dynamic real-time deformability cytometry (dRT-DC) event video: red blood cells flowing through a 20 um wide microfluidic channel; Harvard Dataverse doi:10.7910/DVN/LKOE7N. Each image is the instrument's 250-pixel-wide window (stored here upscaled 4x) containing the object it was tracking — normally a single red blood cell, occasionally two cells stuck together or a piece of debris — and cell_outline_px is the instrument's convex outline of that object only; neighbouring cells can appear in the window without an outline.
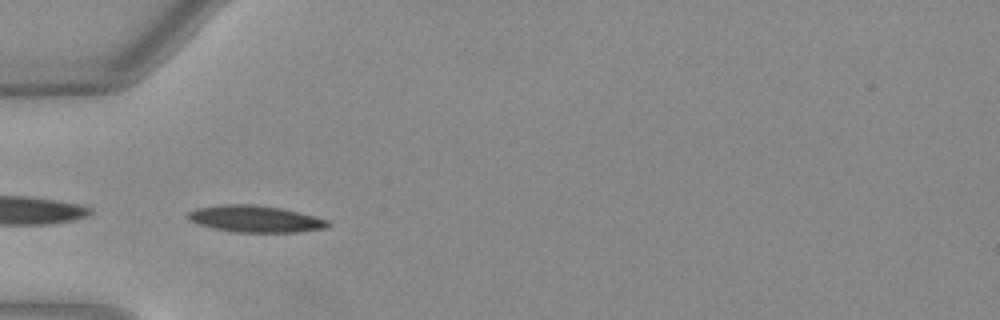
{"species": "Egyptian fruit bat (a non-hibernating species)", "species_latin": "Rousettus aegyptiacus", "temperature_condition": "warm", "stored_images_in_passage": 35, "camera_frame_rate_fps": 3000, "um_per_image_px": 0.085, "animal": {"sex": "female"}, "frame": {"image": 1, "passage_image": 1, "time_ms": 0.0, "image_size_px": [1000, 320], "cell_outline_px": [[332, 224], [324, 228], [296, 232], [236, 232], [212, 228], [196, 224], [188, 220], [184, 216], [188, 212], [196, 208], [220, 204], [252, 204], [280, 208], [328, 220]], "centroid_in_image_um": [21.6, 18.6], "position_along_channel_um": 63.4, "area_um2": 21.79}}
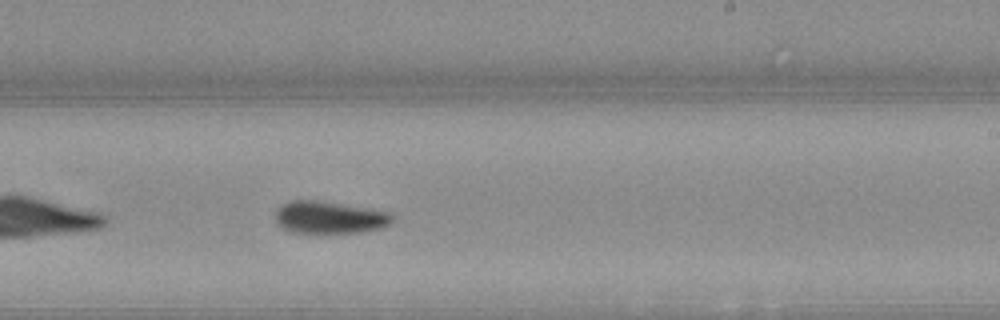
{"frame": {"image": 2, "passage_image": 16, "time_ms": 5.0, "image_size_px": [1000, 320], "cell_outline_px": [[392, 220], [388, 224], [380, 228], [360, 232], [320, 236], [292, 232], [276, 224], [276, 208], [292, 200], [316, 200], [388, 212], [392, 216]], "centroid_in_image_um": [27.93, 18.54], "position_along_channel_um": 261.1, "area_um2": 22.43}}
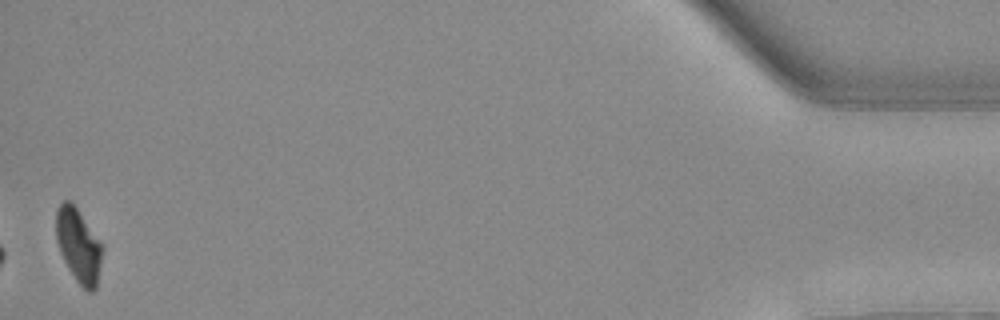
{"frame": {"image": 3, "passage_image": 35, "time_ms": 11.333, "image_size_px": [1000, 320], "cell_outline_px": [[104, 248], [96, 288], [92, 292], [88, 292], [76, 280], [64, 260], [60, 252], [56, 240], [56, 212], [60, 204], [64, 200], [68, 200], [76, 208], [104, 244]], "centroid_in_image_um": [6.7, 20.88], "position_along_channel_um": 428.5, "area_um2": 19.88}, "authors_computed_cell_mechanics": {"area_um2": 21.4438, "velocity_mm_per_s": 4.0186, "shape_relaxation_time_tau1_ms": 4.428, "shape_relaxation_time_tau2_ms": 1.5223, "deformation_change_tau1": 0.1819, "deformation_change_tau2": 0.0603}}